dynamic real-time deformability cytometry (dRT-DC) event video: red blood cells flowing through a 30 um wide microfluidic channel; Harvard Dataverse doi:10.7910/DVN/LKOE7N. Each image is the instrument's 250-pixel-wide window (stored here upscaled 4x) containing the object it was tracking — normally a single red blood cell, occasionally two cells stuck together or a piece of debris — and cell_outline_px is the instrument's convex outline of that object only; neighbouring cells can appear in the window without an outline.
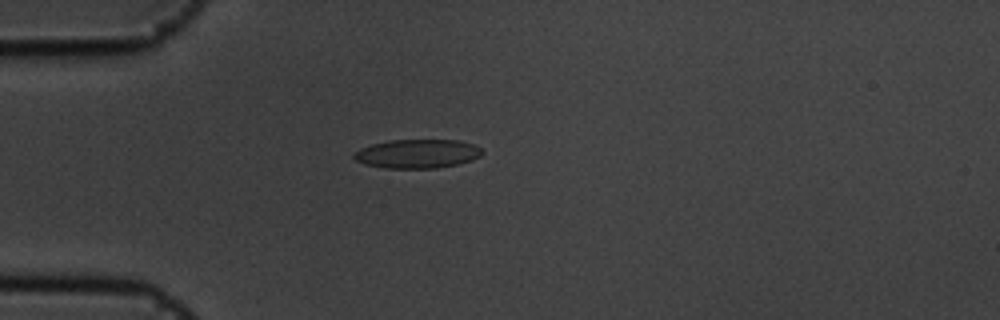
{"species": "common noctule bat (a hibernating species)", "species_latin": "Nyctalus noctula", "temperature_condition": "cold", "stored_images_in_passage": 5, "camera_frame_rate_fps": 3000, "um_per_image_px": 0.085, "animal": {"sex": "male", "body_mass_g": 19.5, "forearm_length_mm": 54.6}, "frame": {"image": 1, "passage_image": 4, "time_ms": 1.0, "image_size_px": [1000, 320], "cell_outline_px": [[484, 152], [480, 156], [472, 160], [456, 164], [436, 168], [384, 168], [364, 164], [356, 160], [352, 156], [360, 148], [372, 144], [392, 140], [460, 140], [472, 144], [480, 148]], "centroid_in_image_um": [35.47, 13.07], "position_along_channel_um": 49.5, "area_um2": 21.5}}